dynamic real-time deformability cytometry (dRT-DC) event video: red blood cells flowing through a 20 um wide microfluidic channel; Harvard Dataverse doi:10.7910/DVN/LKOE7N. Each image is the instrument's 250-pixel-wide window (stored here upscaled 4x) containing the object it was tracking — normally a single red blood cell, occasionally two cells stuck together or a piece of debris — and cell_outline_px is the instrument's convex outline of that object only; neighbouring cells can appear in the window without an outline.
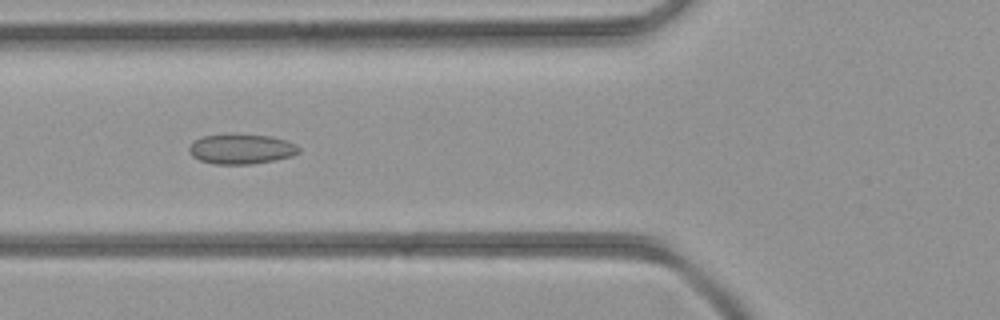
{"species": "common noctule bat (a hibernating species)", "species_latin": "Nyctalus noctula", "temperature_condition": "room temperature", "stored_images_in_passage": 44, "camera_frame_rate_fps": 3000, "um_per_image_px": 0.085, "animal": {"sex": "female", "body_mass_g": 21.9}, "frame": {"image": 1, "passage_image": 17, "time_ms": 5.333, "image_size_px": [1000, 320], "cell_outline_px": [[300, 152], [292, 156], [252, 164], [212, 164], [200, 160], [192, 156], [188, 152], [188, 148], [196, 140], [204, 136], [232, 132], [236, 132], [272, 136], [296, 144], [300, 148]], "centroid_in_image_um": [20.5, 12.64], "position_along_channel_um": 105.3, "area_um2": 19.59}}
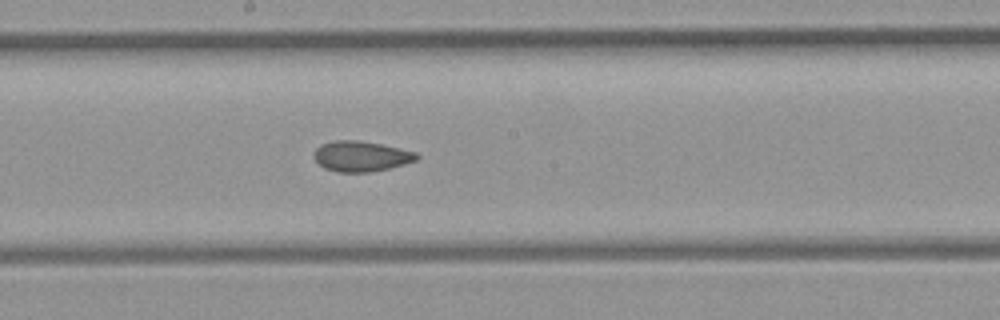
{"frame": {"image": 2, "passage_image": 24, "time_ms": 7.667, "image_size_px": [1000, 320], "cell_outline_px": [[420, 156], [416, 160], [404, 164], [388, 168], [368, 172], [336, 172], [324, 168], [312, 156], [312, 152], [320, 144], [336, 140], [356, 140], [380, 144], [416, 152]], "centroid_in_image_um": [30.64, 13.28], "position_along_channel_um": 217.6, "area_um2": 18.15}}
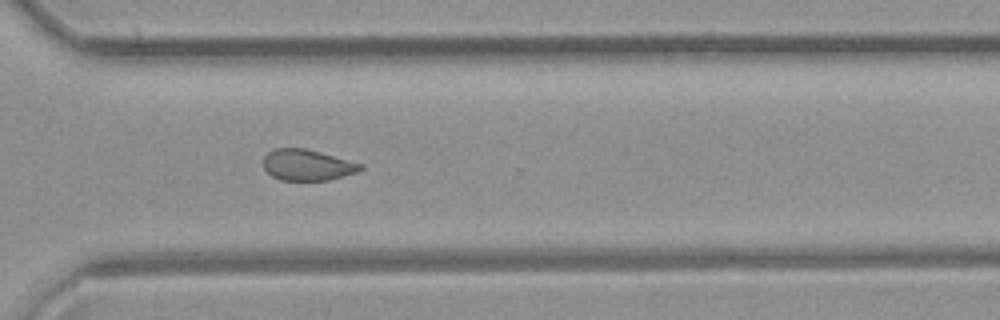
{"frame": {"image": 3, "passage_image": 32, "time_ms": 10.333, "image_size_px": [1000, 320], "cell_outline_px": [[364, 168], [356, 172], [328, 180], [280, 180], [272, 176], [264, 168], [264, 156], [268, 152], [276, 148], [304, 148], [320, 152], [364, 164]], "centroid_in_image_um": [26.12, 14.02], "position_along_channel_um": 344.5, "area_um2": 17.46}}